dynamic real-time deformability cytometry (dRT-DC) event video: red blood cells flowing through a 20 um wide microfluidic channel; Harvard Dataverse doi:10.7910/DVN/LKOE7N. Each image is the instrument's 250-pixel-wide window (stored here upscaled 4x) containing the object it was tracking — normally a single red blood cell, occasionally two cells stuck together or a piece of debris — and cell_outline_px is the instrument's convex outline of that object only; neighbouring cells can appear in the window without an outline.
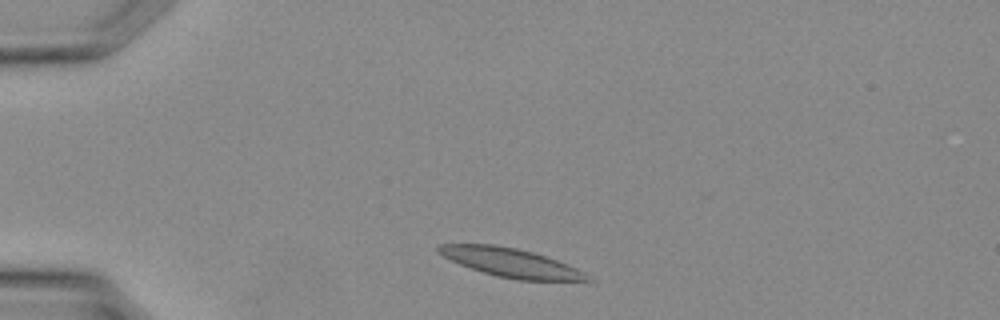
{"species": "Egyptian fruit bat (a non-hibernating species)", "species_latin": "Rousettus aegyptiacus", "temperature_condition": "warm", "stored_images_in_passage": 29, "camera_frame_rate_fps": 3000, "um_per_image_px": 0.085, "animal": {"sex": "female"}, "frame": {"image": 1, "passage_image": 1, "time_ms": 0.0, "image_size_px": [1000, 320], "cell_outline_px": [[596, 280], [520, 280], [496, 276], [460, 264], [444, 256], [436, 248], [436, 244], [496, 244], [516, 248], [532, 252], [556, 260], [576, 268], [584, 272]], "centroid_in_image_um": [43.41, 22.31], "position_along_channel_um": 41.6, "area_um2": 24.51}}
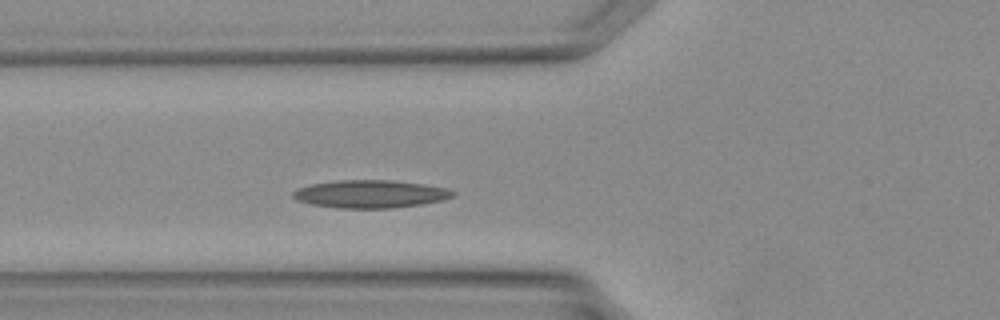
{"frame": {"image": 2, "passage_image": 6, "time_ms": 1.667, "image_size_px": [1000, 320], "cell_outline_px": [[456, 192], [452, 196], [440, 200], [420, 204], [392, 208], [336, 208], [312, 204], [296, 200], [292, 196], [292, 192], [300, 188], [312, 184], [336, 180], [392, 180], [424, 184], [444, 188]], "centroid_in_image_um": [31.44, 16.49], "position_along_channel_um": 94.4, "area_um2": 25.66}}
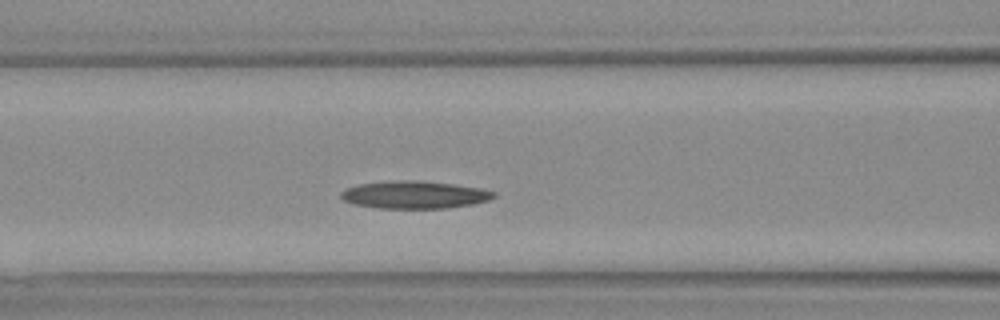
{"frame": {"image": 3, "passage_image": 8, "time_ms": 2.333, "image_size_px": [1000, 320], "cell_outline_px": [[496, 196], [488, 200], [472, 204], [448, 208], [376, 208], [352, 204], [344, 200], [340, 196], [340, 192], [348, 188], [360, 184], [400, 180], [404, 180], [452, 184], [480, 188], [496, 192]], "centroid_in_image_um": [35.22, 16.57], "position_along_channel_um": 131.4, "area_um2": 24.22}}